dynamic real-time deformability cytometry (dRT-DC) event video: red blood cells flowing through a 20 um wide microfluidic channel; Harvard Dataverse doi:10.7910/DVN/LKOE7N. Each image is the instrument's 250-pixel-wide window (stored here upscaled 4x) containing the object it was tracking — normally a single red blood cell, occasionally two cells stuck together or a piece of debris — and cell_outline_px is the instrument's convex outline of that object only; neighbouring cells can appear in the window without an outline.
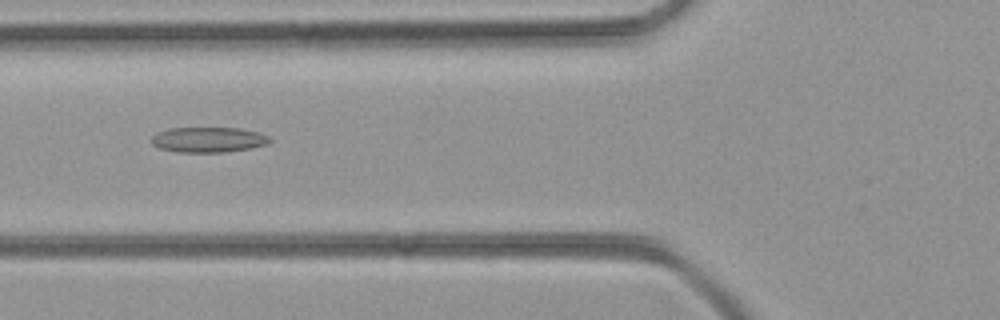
{"species": "common noctule bat (a hibernating species)", "species_latin": "Nyctalus noctula", "temperature_condition": "room temperature", "stored_images_in_passage": 47, "camera_frame_rate_fps": 3000, "um_per_image_px": 0.085, "animal": {"sex": "female", "body_mass_g": 21.9}, "frame": {"image": 1, "passage_image": 18, "time_ms": 5.667, "image_size_px": [1000, 320], "cell_outline_px": [[272, 140], [264, 144], [248, 148], [224, 152], [176, 152], [160, 148], [152, 144], [152, 136], [168, 128], [240, 128], [256, 132], [268, 136]], "centroid_in_image_um": [17.67, 11.87], "position_along_channel_um": 108.1, "area_um2": 17.11}}
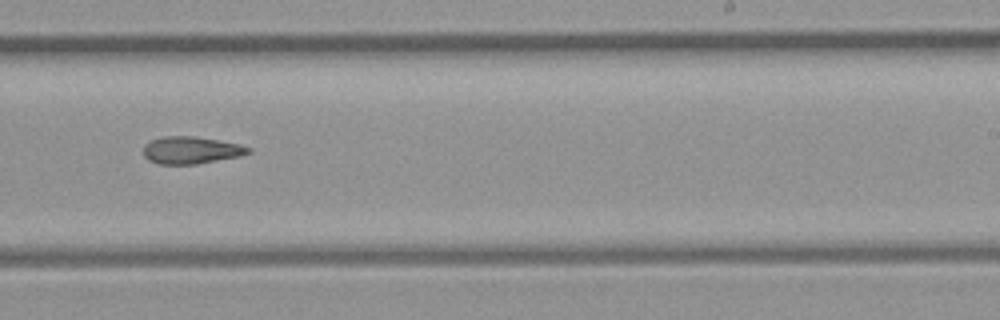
{"frame": {"image": 2, "passage_image": 29, "time_ms": 9.333, "image_size_px": [1000, 320], "cell_outline_px": [[252, 152], [240, 156], [196, 164], [160, 164], [148, 160], [144, 156], [144, 144], [152, 140], [164, 136], [192, 136], [240, 144], [252, 148]], "centroid_in_image_um": [16.25, 12.77], "position_along_channel_um": 272.7, "area_um2": 16.59}}
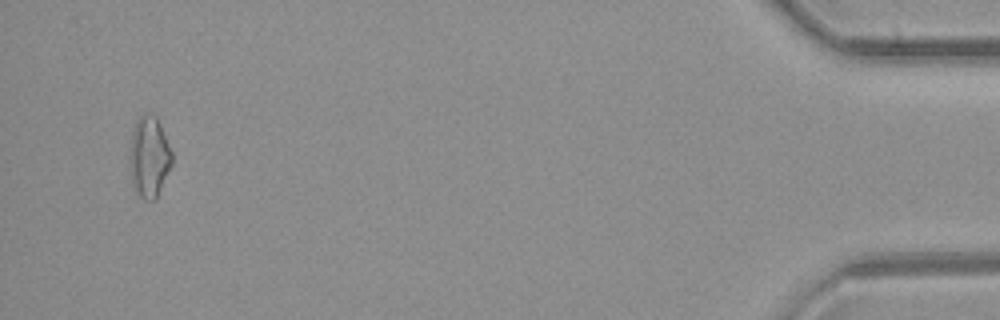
{"frame": {"image": 3, "passage_image": 45, "time_ms": 14.667, "image_size_px": [1000, 320], "cell_outline_px": [[172, 164], [156, 196], [152, 200], [144, 200], [140, 196], [132, 184], [132, 132], [136, 120], [140, 116], [152, 112], [156, 116], [160, 124], [172, 152]], "centroid_in_image_um": [12.71, 13.29], "position_along_channel_um": 422.5, "area_um2": 19.13}}